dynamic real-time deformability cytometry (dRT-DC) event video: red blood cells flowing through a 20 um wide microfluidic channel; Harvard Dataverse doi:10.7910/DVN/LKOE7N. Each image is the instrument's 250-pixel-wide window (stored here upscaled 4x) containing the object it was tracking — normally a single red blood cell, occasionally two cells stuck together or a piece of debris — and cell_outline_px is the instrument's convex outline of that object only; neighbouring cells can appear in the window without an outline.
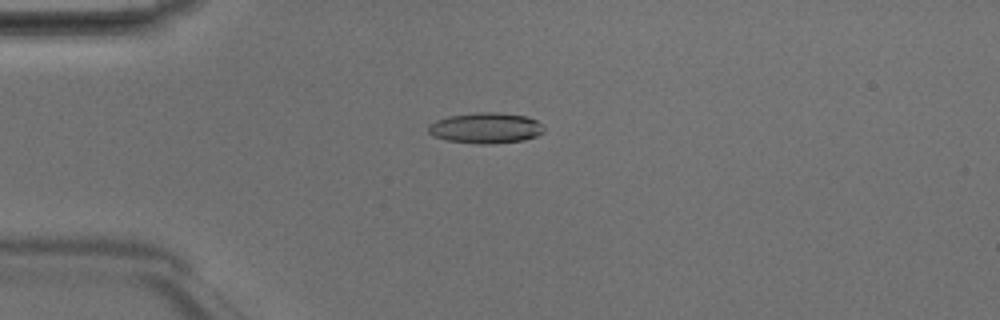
{"species": "Egyptian fruit bat (a non-hibernating species)", "species_latin": "Rousettus aegyptiacus", "temperature_condition": "room temperature", "stored_images_in_passage": 49, "camera_frame_rate_fps": 3000, "um_per_image_px": 0.085, "animal": {"sex": "male"}, "frame": {"image": 1, "passage_image": 13, "time_ms": 4.0, "image_size_px": [1000, 320], "cell_outline_px": [[544, 132], [536, 136], [524, 140], [492, 144], [476, 144], [448, 140], [432, 136], [428, 132], [428, 124], [436, 120], [448, 116], [476, 112], [496, 112], [528, 116], [536, 120], [544, 128]], "centroid_in_image_um": [41.27, 10.88], "position_along_channel_um": 43.7, "area_um2": 20.87}}
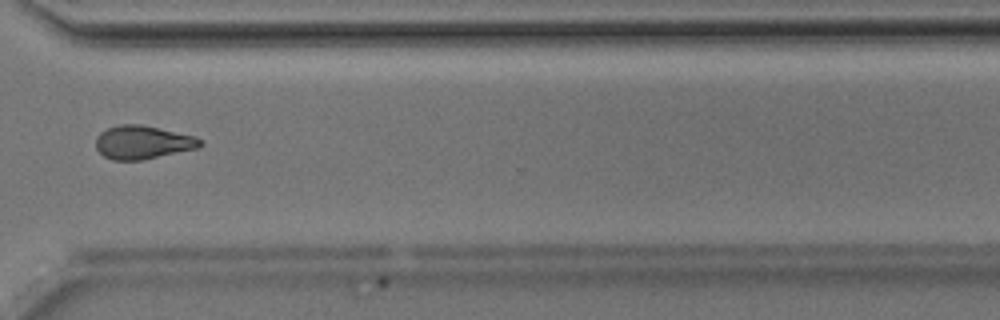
{"frame": {"image": 2, "passage_image": 37, "time_ms": 12.0, "image_size_px": [1000, 320], "cell_outline_px": [[204, 144], [200, 148], [140, 160], [112, 160], [104, 156], [96, 148], [96, 136], [100, 132], [108, 128], [120, 124], [140, 124], [196, 136]], "centroid_in_image_um": [12.14, 12.09], "position_along_channel_um": 358.5, "area_um2": 20.35}}
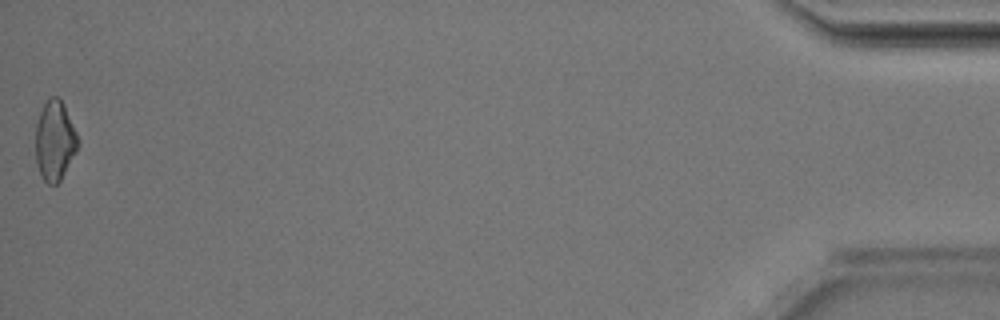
{"frame": {"image": 3, "passage_image": 49, "time_ms": 16.0, "image_size_px": [1000, 320], "cell_outline_px": [[80, 140], [76, 152], [60, 180], [56, 184], [48, 184], [44, 180], [36, 164], [36, 124], [40, 112], [48, 96], [56, 96], [64, 104]], "centroid_in_image_um": [4.66, 11.94], "position_along_channel_um": 430.5, "area_um2": 19.65}, "authors_computed_cell_mechanics": {"area_um2": 20.3456, "velocity_mm_per_s": 4.215, "shape_relaxation_time_tau1_ms": 7.0276, "shape_relaxation_time_tau2_ms": 5.4358, "deformation_change_tau1": 0.1632, "deformation_change_tau2": 0.1297}}